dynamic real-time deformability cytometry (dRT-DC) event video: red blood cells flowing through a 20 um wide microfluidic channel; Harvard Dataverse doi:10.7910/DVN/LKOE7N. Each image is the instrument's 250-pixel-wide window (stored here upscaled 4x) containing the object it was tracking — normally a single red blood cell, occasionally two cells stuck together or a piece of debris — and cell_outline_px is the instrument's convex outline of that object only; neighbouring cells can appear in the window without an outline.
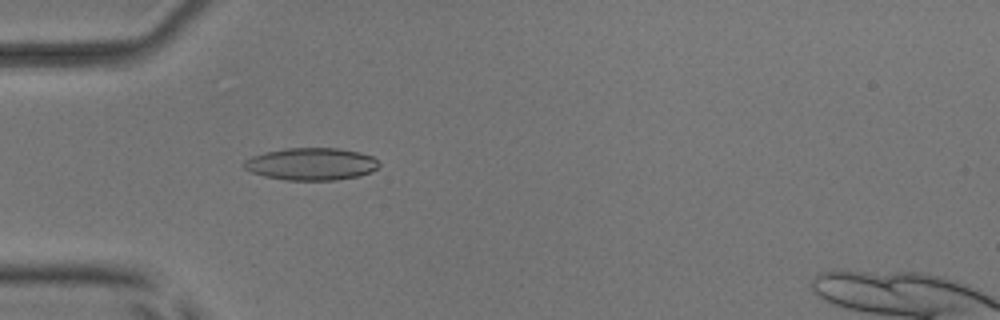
{"species": "common noctule bat (a hibernating species)", "species_latin": "Nyctalus noctula", "temperature_condition": "room temperature", "stored_images_in_passage": 53, "camera_frame_rate_fps": 3000, "um_per_image_px": 0.085, "animal": {"sex": "male", "body_mass_g": 17.9, "forearm_length_mm": 54.2}, "frame": {"image": 1, "passage_image": 17, "time_ms": 5.333, "image_size_px": [1000, 320], "cell_outline_px": [[380, 164], [372, 172], [360, 176], [336, 180], [284, 180], [264, 176], [252, 172], [244, 168], [244, 160], [252, 156], [264, 152], [284, 148], [336, 148], [360, 152], [372, 156]], "centroid_in_image_um": [26.46, 13.94], "position_along_channel_um": 58.5, "area_um2": 25.55}}
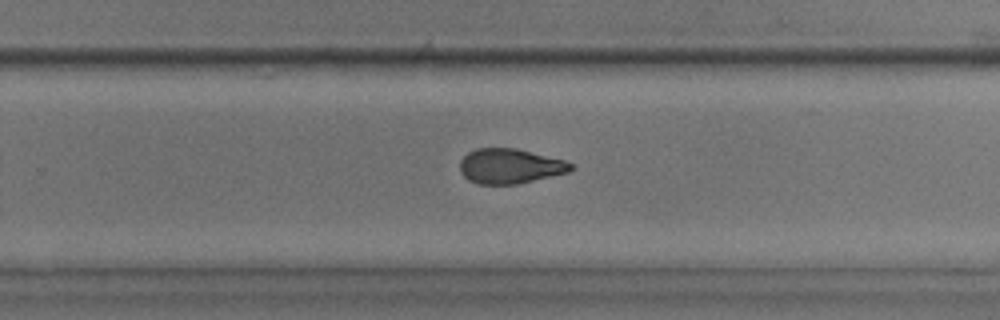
{"frame": {"image": 2, "passage_image": 35, "time_ms": 11.333, "image_size_px": [1000, 320], "cell_outline_px": [[572, 168], [568, 172], [516, 184], [476, 184], [468, 180], [460, 172], [460, 160], [468, 152], [476, 148], [516, 148], [564, 160], [572, 164]], "centroid_in_image_um": [43.29, 14.12], "position_along_channel_um": 286.5, "area_um2": 22.43}}
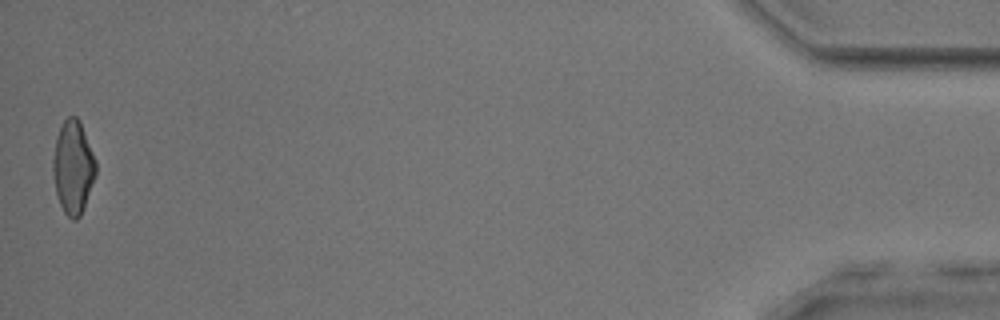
{"frame": {"image": 3, "passage_image": 53, "time_ms": 17.333, "image_size_px": [1000, 320], "cell_outline_px": [[96, 176], [84, 208], [80, 216], [76, 220], [72, 220], [64, 212], [60, 204], [56, 192], [52, 172], [52, 160], [56, 136], [64, 120], [68, 116], [76, 116], [80, 120], [96, 160]], "centroid_in_image_um": [6.21, 14.21], "position_along_channel_um": 429.0, "area_um2": 23.52}, "authors_computed_cell_mechanics": {"area_um2": 23.8136, "velocity_mm_per_s": 3.8996, "shape_relaxation_time_tau1_ms": 3.9755, "shape_relaxation_time_tau2_ms": 1.7314, "deformation_change_tau1": 0.1606, "deformation_change_tau2": 0.0885}}